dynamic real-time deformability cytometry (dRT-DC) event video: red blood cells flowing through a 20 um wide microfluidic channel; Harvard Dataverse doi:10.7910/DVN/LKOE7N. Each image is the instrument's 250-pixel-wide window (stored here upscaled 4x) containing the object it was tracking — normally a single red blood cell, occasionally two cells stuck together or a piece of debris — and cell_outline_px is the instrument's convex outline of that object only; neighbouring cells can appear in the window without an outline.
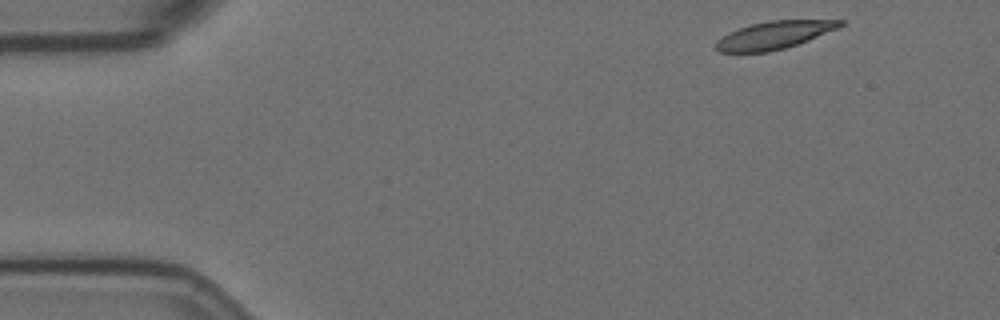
{"species": "Egyptian fruit bat (a non-hibernating species)", "species_latin": "Rousettus aegyptiacus", "temperature_condition": "room temperature", "stored_images_in_passage": 52, "camera_frame_rate_fps": 3000, "um_per_image_px": 0.085, "animal": {"sex": "female"}, "frame": {"image": 1, "passage_image": 1, "time_ms": 0.0, "image_size_px": [1000, 320], "cell_outline_px": [[844, 24], [836, 28], [808, 40], [784, 48], [768, 52], [720, 52], [716, 48], [716, 40], [728, 32], [752, 24], [768, 20], [844, 20]], "centroid_in_image_um": [65.76, 2.98], "position_along_channel_um": 19.2, "area_um2": 19.77}}
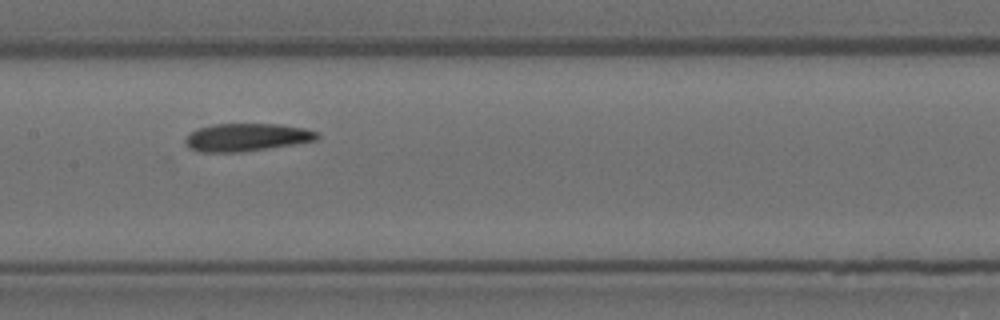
{"frame": {"image": 2, "passage_image": 23, "time_ms": 7.333, "image_size_px": [1000, 320], "cell_outline_px": [[320, 136], [316, 140], [296, 144], [240, 152], [200, 152], [188, 148], [184, 144], [184, 140], [188, 132], [200, 128], [216, 124], [280, 124], [304, 128], [320, 132]], "centroid_in_image_um": [20.95, 11.67], "position_along_channel_um": 186.4, "area_um2": 21.56}}
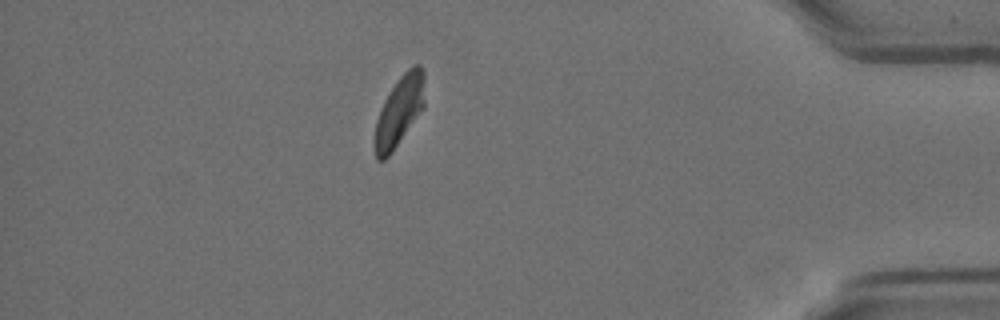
{"frame": {"image": 3, "passage_image": 45, "time_ms": 14.667, "image_size_px": [1000, 320], "cell_outline_px": [[424, 108], [392, 152], [384, 160], [376, 160], [372, 144], [372, 140], [376, 120], [380, 108], [384, 100], [396, 80], [408, 68], [416, 64], [420, 64], [424, 72]], "centroid_in_image_um": [33.9, 9.47], "position_along_channel_um": 401.3, "area_um2": 20.81}, "authors_computed_cell_mechanics": {"area_um2": 21.386, "velocity_mm_per_s": 3.5231, "shape_relaxation_time_tau1_ms": null, "shape_relaxation_time_tau2_ms": 6.2016, "deformation_change_tau1": null, "deformation_change_tau2": 0.1145}}